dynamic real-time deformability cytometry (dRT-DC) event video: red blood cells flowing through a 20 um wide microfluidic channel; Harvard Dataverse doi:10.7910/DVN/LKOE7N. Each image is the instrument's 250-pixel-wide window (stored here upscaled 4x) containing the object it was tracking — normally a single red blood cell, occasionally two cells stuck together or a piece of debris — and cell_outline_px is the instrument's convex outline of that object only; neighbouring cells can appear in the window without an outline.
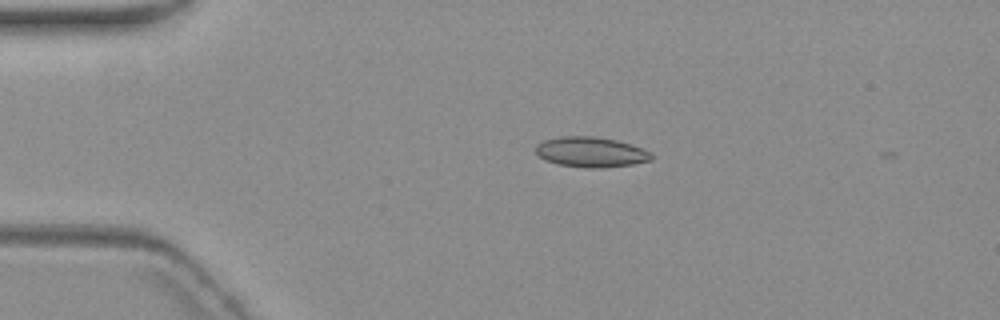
{"species": "common noctule bat (a hibernating species)", "species_latin": "Nyctalus noctula", "temperature_condition": "warm", "stored_images_in_passage": 2, "camera_frame_rate_fps": 3000, "um_per_image_px": 0.085, "animal": {"sex": "female", "body_mass_g": 19.3, "forearm_length_mm": 54.1}, "frame": {"image": 1, "passage_image": 1, "time_ms": 0.0, "image_size_px": [1000, 320], "cell_outline_px": [[652, 160], [632, 164], [600, 168], [584, 168], [560, 164], [544, 160], [536, 152], [536, 144], [540, 140], [560, 136], [596, 136], [616, 140], [632, 144], [652, 152]], "centroid_in_image_um": [50.22, 12.91], "position_along_channel_um": 34.8, "area_um2": 20.58}}